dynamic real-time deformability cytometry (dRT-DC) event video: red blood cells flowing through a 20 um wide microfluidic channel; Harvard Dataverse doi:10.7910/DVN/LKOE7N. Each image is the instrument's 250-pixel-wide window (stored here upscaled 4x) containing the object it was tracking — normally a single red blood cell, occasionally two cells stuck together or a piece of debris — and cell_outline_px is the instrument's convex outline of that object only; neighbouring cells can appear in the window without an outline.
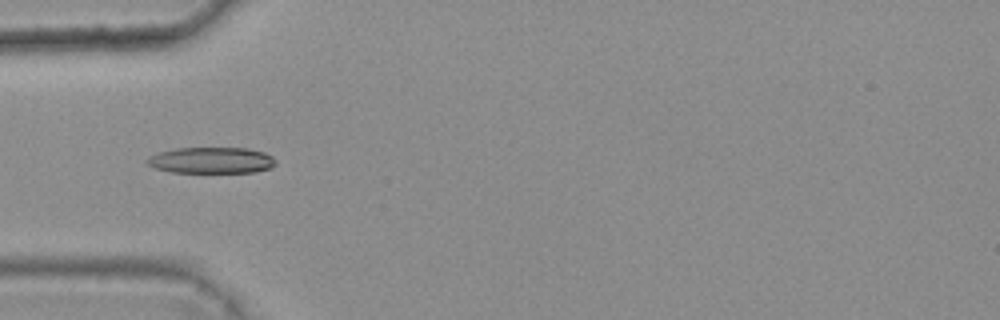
{"species": "common noctule bat (a hibernating species)", "species_latin": "Nyctalus noctula", "temperature_condition": "warm", "stored_images_in_passage": 5, "camera_frame_rate_fps": 3000, "um_per_image_px": 0.085, "animal": {"sex": "female", "body_mass_g": 25.1}, "frame": {"image": 1, "passage_image": 4, "time_ms": 1.0, "image_size_px": [1000, 320], "cell_outline_px": [[276, 164], [272, 168], [256, 172], [172, 172], [156, 168], [148, 164], [144, 160], [148, 156], [160, 152], [176, 148], [248, 148], [264, 152], [272, 156], [276, 160]], "centroid_in_image_um": [18.0, 13.62], "position_along_channel_um": 67.0, "area_um2": 19.71}}
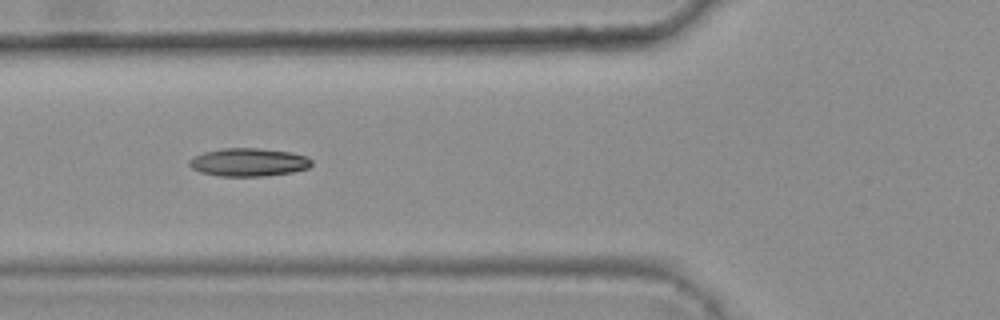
{"frame": {"image": 2, "passage_image": 5, "time_ms": 1.333, "image_size_px": [1000, 320], "cell_outline_px": [[312, 164], [308, 168], [292, 172], [264, 176], [220, 176], [200, 172], [192, 168], [188, 164], [188, 160], [204, 152], [224, 148], [260, 148], [292, 152], [304, 156], [312, 160]], "centroid_in_image_um": [21.13, 13.79], "position_along_channel_um": 104.7, "area_um2": 20.0}}